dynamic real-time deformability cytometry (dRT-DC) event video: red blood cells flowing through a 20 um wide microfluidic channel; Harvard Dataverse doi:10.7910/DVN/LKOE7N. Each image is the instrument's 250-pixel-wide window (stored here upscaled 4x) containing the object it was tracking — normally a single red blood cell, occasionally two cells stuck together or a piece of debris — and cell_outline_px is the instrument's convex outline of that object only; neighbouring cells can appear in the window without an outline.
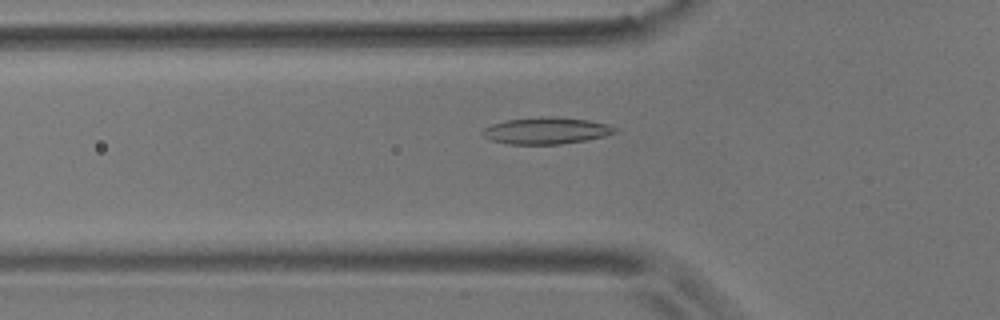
{"species": "common noctule bat (a hibernating species)", "species_latin": "Nyctalus noctula", "temperature_condition": "room temperature", "stored_images_in_passage": 53, "camera_frame_rate_fps": 3000, "um_per_image_px": 0.085, "animal": {"sex": "male", "body_mass_g": 17.9}, "frame": {"image": 1, "passage_image": 16, "time_ms": 5.0, "image_size_px": [1000, 320], "cell_outline_px": [[620, 132], [604, 136], [584, 140], [560, 144], [508, 144], [488, 140], [480, 132], [484, 128], [492, 124], [504, 120], [544, 116], [556, 116], [588, 120], [608, 124], [616, 128]], "centroid_in_image_um": [46.41, 11.1], "position_along_channel_um": 79.4, "area_um2": 20.81}}
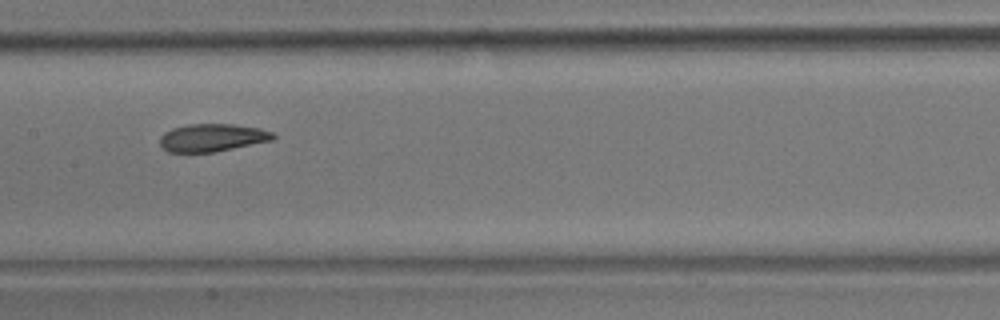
{"frame": {"image": 2, "passage_image": 25, "time_ms": 8.0, "image_size_px": [1000, 320], "cell_outline_px": [[276, 136], [272, 140], [212, 152], [168, 152], [160, 144], [160, 136], [164, 132], [172, 128], [188, 124], [232, 124], [260, 128], [272, 132]], "centroid_in_image_um": [18.01, 11.69], "position_along_channel_um": 189.4, "area_um2": 18.15}}
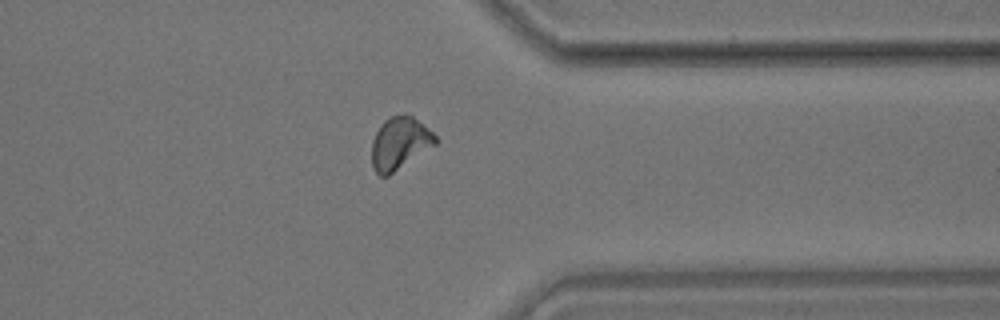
{"frame": {"image": 3, "passage_image": 41, "time_ms": 13.333, "image_size_px": [1000, 320], "cell_outline_px": [[440, 140], [436, 144], [388, 176], [380, 176], [372, 168], [372, 140], [380, 124], [384, 120], [392, 116], [412, 116], [432, 132]], "centroid_in_image_um": [33.96, 12.2], "position_along_channel_um": 377.4, "area_um2": 19.19}, "authors_computed_cell_mechanics": {"area_um2": 19.1318, "velocity_mm_per_s": 3.6341, "shape_relaxation_time_tau1_ms": 5.695, "shape_relaxation_time_tau2_ms": 1.7481, "deformation_change_tau1": 0.1603, "deformation_change_tau2": 0.0749}}